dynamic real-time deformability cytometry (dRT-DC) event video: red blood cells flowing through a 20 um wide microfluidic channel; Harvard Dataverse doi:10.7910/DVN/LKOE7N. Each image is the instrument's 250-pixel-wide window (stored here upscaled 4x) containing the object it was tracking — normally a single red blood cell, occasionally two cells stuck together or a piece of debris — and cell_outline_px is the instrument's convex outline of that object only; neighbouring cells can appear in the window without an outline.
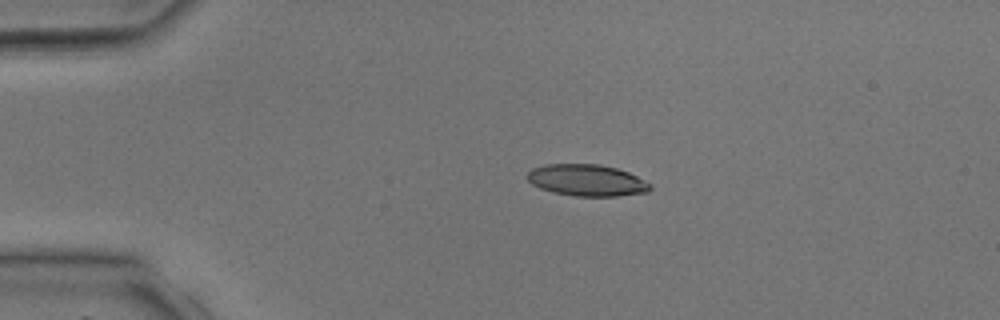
{"species": "common noctule bat (a hibernating species)", "species_latin": "Nyctalus noctula", "temperature_condition": "room temperature", "stored_images_in_passage": 3, "camera_frame_rate_fps": 3000, "um_per_image_px": 0.085, "animal": {"sex": "male", "body_mass_g": 17.9, "forearm_length_mm": 54.2}, "frame": {"image": 1, "passage_image": 2, "time_ms": 2.0, "image_size_px": [1000, 320], "cell_outline_px": [[652, 188], [648, 192], [616, 196], [576, 196], [552, 192], [540, 188], [532, 184], [528, 180], [528, 172], [532, 168], [544, 164], [600, 164], [616, 168], [628, 172], [652, 184]], "centroid_in_image_um": [49.89, 15.32], "position_along_channel_um": 35.1, "area_um2": 22.66}}